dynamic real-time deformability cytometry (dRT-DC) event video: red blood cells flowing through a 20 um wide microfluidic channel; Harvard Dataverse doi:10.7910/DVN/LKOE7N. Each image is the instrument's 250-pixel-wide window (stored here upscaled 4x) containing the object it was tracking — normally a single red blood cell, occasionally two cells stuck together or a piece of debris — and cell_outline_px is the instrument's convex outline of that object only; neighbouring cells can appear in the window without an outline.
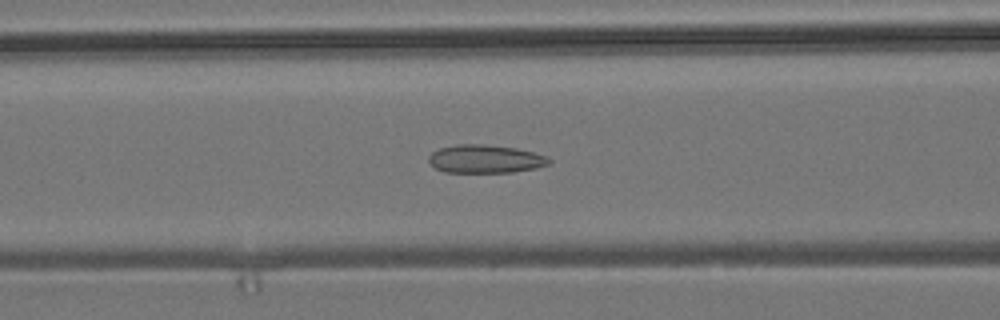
{"species": "common noctule bat (a hibernating species)", "species_latin": "Nyctalus noctula", "temperature_condition": "room temperature", "stored_images_in_passage": 53, "camera_frame_rate_fps": 3000, "um_per_image_px": 0.085, "animal": {"sex": "male", "body_mass_g": 19.2, "forearm_length_mm": 51.8}, "frame": {"image": 1, "passage_image": 21, "time_ms": 6.667, "image_size_px": [1000, 320], "cell_outline_px": [[552, 160], [548, 164], [536, 168], [512, 172], [444, 172], [436, 168], [428, 160], [428, 156], [432, 152], [440, 148], [456, 144], [484, 144], [516, 148], [548, 156]], "centroid_in_image_um": [41.25, 13.5], "position_along_channel_um": 125.3, "area_um2": 19.77}}
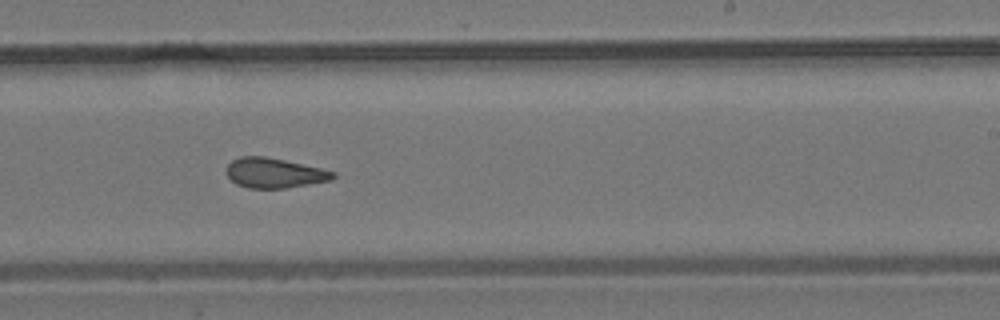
{"frame": {"image": 2, "passage_image": 32, "time_ms": 10.333, "image_size_px": [1000, 320], "cell_outline_px": [[336, 176], [332, 180], [284, 188], [248, 188], [236, 184], [228, 176], [228, 164], [232, 160], [240, 156], [264, 156], [284, 160], [320, 168], [336, 172]], "centroid_in_image_um": [23.33, 14.7], "position_along_channel_um": 265.7, "area_um2": 18.38}}
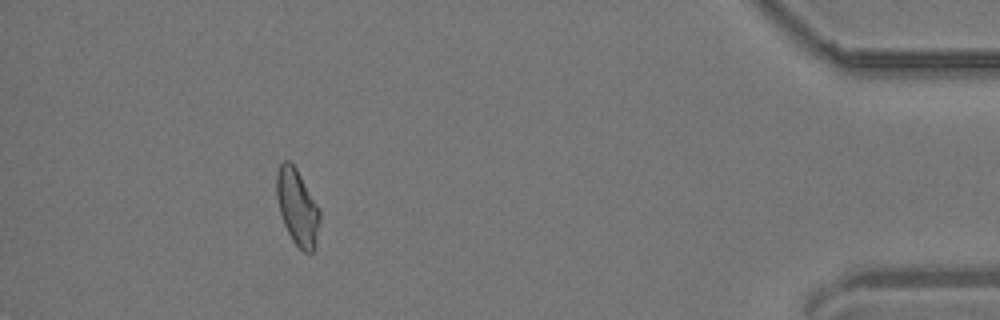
{"frame": {"image": 3, "passage_image": 48, "time_ms": 15.667, "image_size_px": [1000, 320], "cell_outline_px": [[320, 220], [316, 248], [312, 252], [304, 252], [292, 240], [284, 224], [280, 212], [276, 196], [276, 172], [280, 164], [284, 160], [288, 160], [296, 168], [316, 204], [320, 212]], "centroid_in_image_um": [25.27, 17.63], "position_along_channel_um": 409.9, "area_um2": 18.96}, "authors_computed_cell_mechanics": {"area_um2": 19.2474, "velocity_mm_per_s": 3.8309, "shape_relaxation_time_tau1_ms": null, "shape_relaxation_time_tau2_ms": 3.0003, "deformation_change_tau1": null, "deformation_change_tau2": 0.0944}}